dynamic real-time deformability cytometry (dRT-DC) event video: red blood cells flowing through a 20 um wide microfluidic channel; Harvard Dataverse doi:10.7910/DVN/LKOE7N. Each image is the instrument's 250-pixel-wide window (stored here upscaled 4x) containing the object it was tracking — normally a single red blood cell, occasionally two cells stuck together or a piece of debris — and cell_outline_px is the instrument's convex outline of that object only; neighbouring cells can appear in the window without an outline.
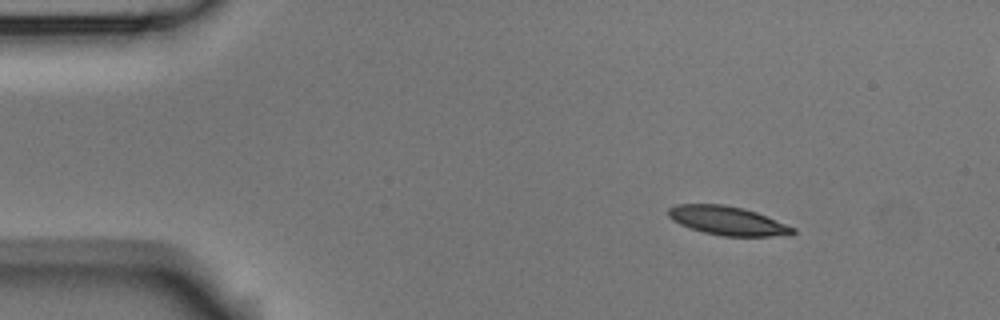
{"species": "Egyptian fruit bat (a non-hibernating species)", "species_latin": "Rousettus aegyptiacus", "temperature_condition": "room temperature", "stored_images_in_passage": 4, "camera_frame_rate_fps": 3000, "um_per_image_px": 0.085, "animal": {"sex": "male"}, "frame": {"image": 1, "passage_image": 2, "time_ms": 0.333, "image_size_px": [1000, 320], "cell_outline_px": [[796, 232], [792, 236], [724, 236], [704, 232], [680, 224], [672, 220], [668, 216], [668, 208], [676, 204], [724, 204], [744, 208], [756, 212], [796, 228]], "centroid_in_image_um": [61.88, 18.76], "position_along_channel_um": 23.1, "area_um2": 20.98}}